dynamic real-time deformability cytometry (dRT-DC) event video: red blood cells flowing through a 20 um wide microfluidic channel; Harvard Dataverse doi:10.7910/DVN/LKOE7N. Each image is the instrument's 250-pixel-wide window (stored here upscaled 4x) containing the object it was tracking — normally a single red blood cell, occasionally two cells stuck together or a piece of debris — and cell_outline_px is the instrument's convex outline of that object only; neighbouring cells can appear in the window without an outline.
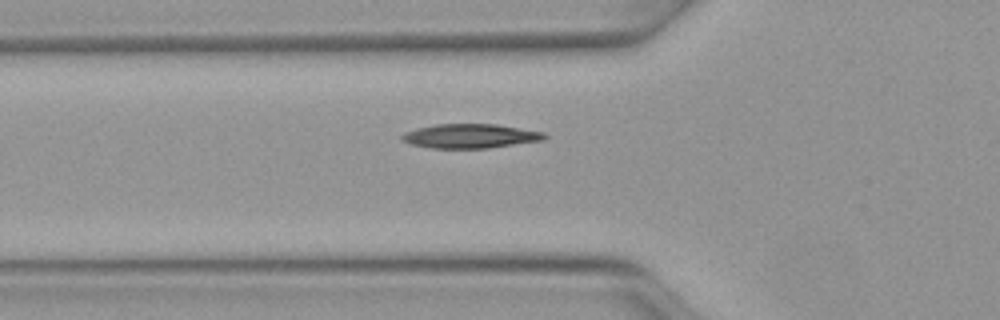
{"species": "Egyptian fruit bat (a non-hibernating species)", "species_latin": "Rousettus aegyptiacus", "temperature_condition": "warm", "stored_images_in_passage": 31, "camera_frame_rate_fps": 3000, "um_per_image_px": 0.085, "animal": {"sex": "female"}, "frame": {"image": 1, "passage_image": 2, "time_ms": 0.333, "image_size_px": [1000, 320], "cell_outline_px": [[548, 136], [544, 140], [488, 148], [428, 148], [412, 144], [400, 140], [400, 136], [404, 132], [416, 128], [436, 124], [496, 124], [544, 132]], "centroid_in_image_um": [39.95, 11.56], "position_along_channel_um": 85.9, "area_um2": 20.23}}
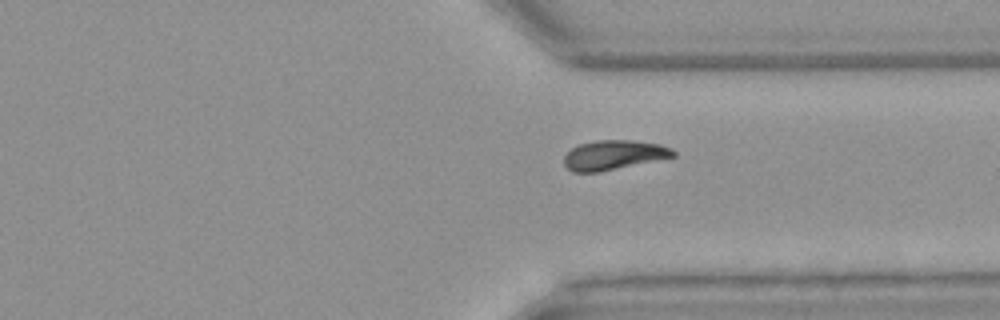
{"frame": {"image": 2, "passage_image": 22, "time_ms": 7.0, "image_size_px": [1000, 320], "cell_outline_px": [[676, 156], [600, 172], [572, 172], [564, 164], [564, 156], [572, 148], [580, 144], [596, 140], [632, 140], [660, 144], [672, 148], [676, 152]], "centroid_in_image_um": [52.18, 13.17], "position_along_channel_um": 359.2, "area_um2": 18.79}}
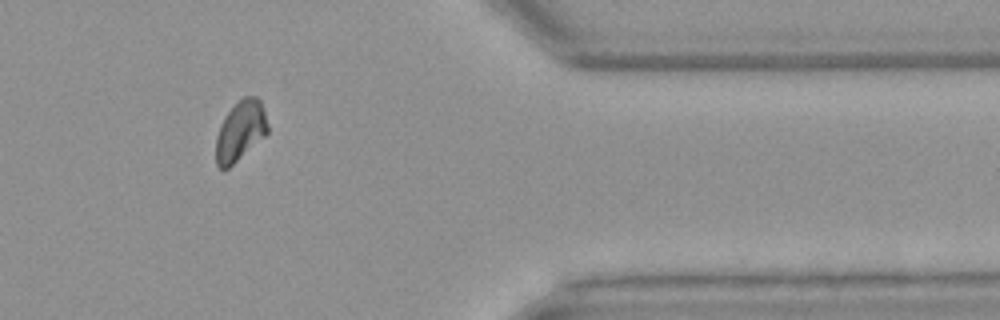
{"frame": {"image": 3, "passage_image": 26, "time_ms": 8.333, "image_size_px": [1000, 320], "cell_outline_px": [[268, 132], [264, 136], [228, 168], [220, 168], [216, 164], [216, 136], [220, 124], [224, 116], [244, 96], [256, 96], [260, 100], [268, 124]], "centroid_in_image_um": [20.42, 11.11], "position_along_channel_um": 391.0, "area_um2": 17.74}}